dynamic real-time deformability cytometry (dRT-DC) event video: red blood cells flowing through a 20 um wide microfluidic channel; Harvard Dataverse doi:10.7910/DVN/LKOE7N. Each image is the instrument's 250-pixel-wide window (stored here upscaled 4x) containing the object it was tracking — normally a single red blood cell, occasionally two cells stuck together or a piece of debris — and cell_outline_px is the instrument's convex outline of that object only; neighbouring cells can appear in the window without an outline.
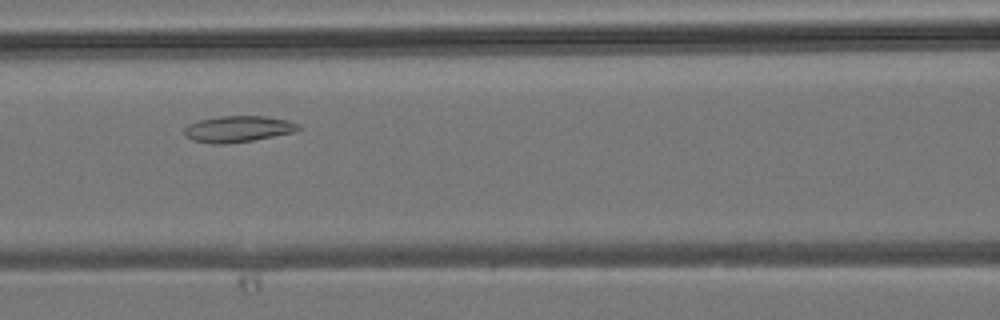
{"species": "common noctule bat (a hibernating species)", "species_latin": "Nyctalus noctula", "temperature_condition": "room temperature", "stored_images_in_passage": 32, "camera_frame_rate_fps": 3000, "um_per_image_px": 0.085, "animal": {"sex": "male", "body_mass_g": 19.2, "forearm_length_mm": 51.8}, "frame": {"image": 1, "passage_image": 9, "time_ms": 2.667, "image_size_px": [1000, 320], "cell_outline_px": [[300, 128], [296, 132], [252, 140], [224, 144], [212, 144], [192, 140], [184, 132], [184, 128], [188, 124], [200, 120], [220, 116], [264, 116], [288, 120], [300, 124]], "centroid_in_image_um": [20.25, 10.96], "position_along_channel_um": 146.3, "area_um2": 17.4}}
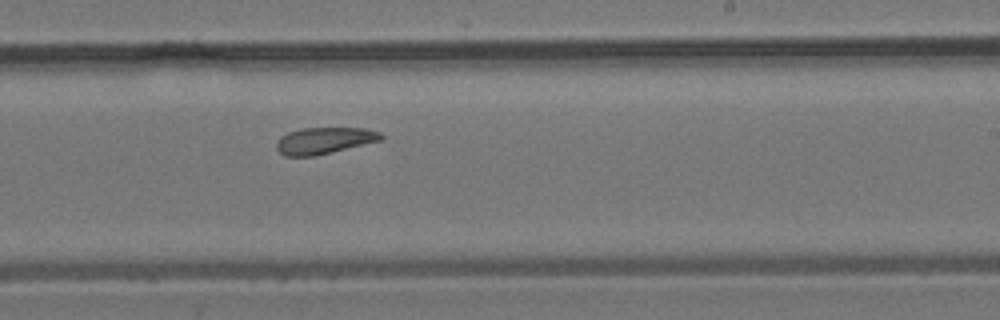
{"frame": {"image": 2, "passage_image": 16, "time_ms": 5.0, "image_size_px": [1000, 320], "cell_outline_px": [[384, 140], [316, 156], [284, 156], [276, 148], [276, 140], [280, 136], [288, 132], [300, 128], [364, 128], [380, 132], [384, 136]], "centroid_in_image_um": [27.57, 11.95], "position_along_channel_um": 261.4, "area_um2": 16.47}}
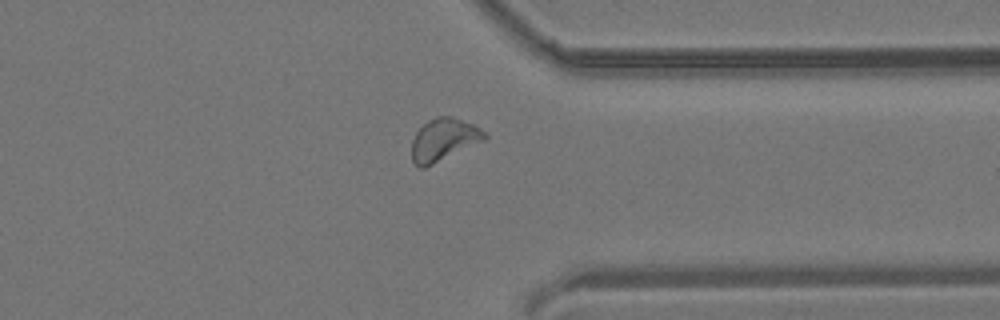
{"frame": {"image": 3, "passage_image": 23, "time_ms": 7.333, "image_size_px": [1000, 320], "cell_outline_px": [[488, 136], [484, 140], [424, 168], [420, 168], [412, 160], [412, 140], [416, 132], [428, 120], [436, 116], [452, 116], [472, 124], [480, 128]], "centroid_in_image_um": [37.7, 11.86], "position_along_channel_um": 373.7, "area_um2": 17.74}}